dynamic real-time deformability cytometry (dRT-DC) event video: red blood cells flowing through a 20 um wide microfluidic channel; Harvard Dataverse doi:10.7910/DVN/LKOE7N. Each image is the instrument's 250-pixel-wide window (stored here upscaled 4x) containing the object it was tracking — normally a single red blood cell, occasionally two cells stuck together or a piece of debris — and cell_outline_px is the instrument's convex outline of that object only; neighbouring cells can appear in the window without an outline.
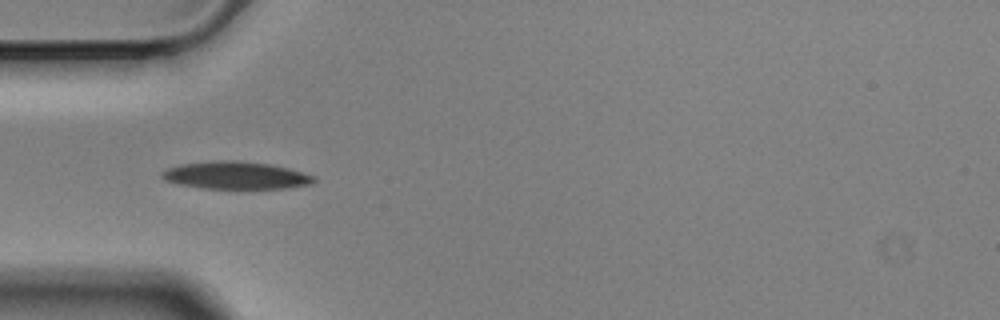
{"species": "Egyptian fruit bat (a non-hibernating species)", "species_latin": "Rousettus aegyptiacus", "temperature_condition": "cold", "stored_images_in_passage": 41, "camera_frame_rate_fps": 3000, "um_per_image_px": 0.085, "animal": {"sex": "male"}, "frame": {"image": 1, "passage_image": 1, "time_ms": 0.0, "image_size_px": [1000, 320], "cell_outline_px": [[316, 180], [308, 184], [288, 188], [200, 188], [180, 184], [164, 180], [160, 176], [160, 172], [168, 168], [180, 164], [216, 160], [240, 160], [268, 164], [288, 168], [312, 176]], "centroid_in_image_um": [19.96, 14.89], "position_along_channel_um": 65.0, "area_um2": 24.16}}
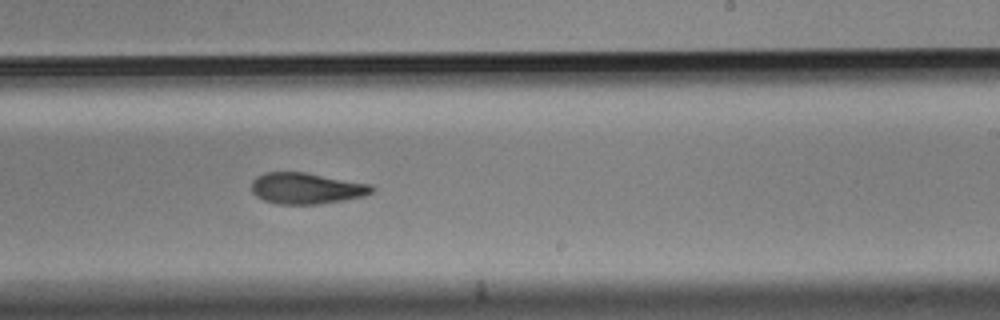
{"frame": {"image": 2, "passage_image": 18, "time_ms": 5.667, "image_size_px": [1000, 320], "cell_outline_px": [[376, 192], [364, 196], [344, 200], [320, 204], [276, 204], [264, 200], [256, 196], [252, 192], [252, 180], [256, 176], [264, 172], [304, 172], [372, 184], [376, 188]], "centroid_in_image_um": [26.08, 16.01], "position_along_channel_um": 262.9, "area_um2": 22.14}}
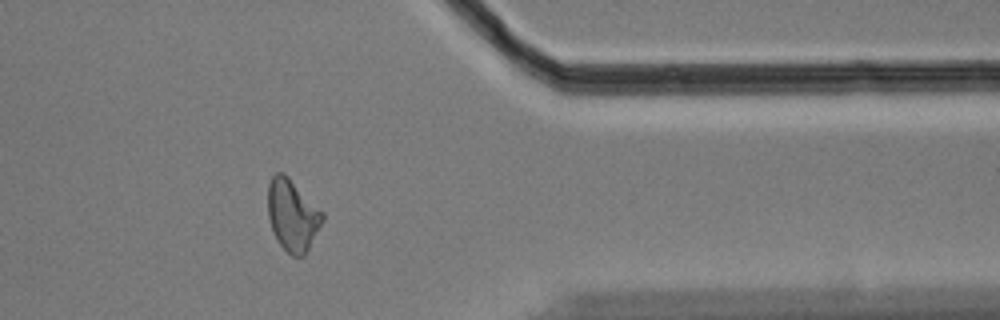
{"frame": {"image": 3, "passage_image": 30, "time_ms": 9.667, "image_size_px": [1000, 320], "cell_outline_px": [[324, 220], [304, 256], [292, 256], [276, 240], [268, 216], [268, 184], [272, 176], [276, 172], [284, 172], [324, 212]], "centroid_in_image_um": [24.86, 18.27], "position_along_channel_um": 386.5, "area_um2": 22.77}, "authors_computed_cell_mechanics": {"area_um2": 22.6576, "velocity_mm_per_s": 3.4932, "shape_relaxation_time_tau1_ms": 4.5726, "shape_relaxation_time_tau2_ms": 5.1792, "deformation_change_tau1": 0.1349, "deformation_change_tau2": 0.1307}}